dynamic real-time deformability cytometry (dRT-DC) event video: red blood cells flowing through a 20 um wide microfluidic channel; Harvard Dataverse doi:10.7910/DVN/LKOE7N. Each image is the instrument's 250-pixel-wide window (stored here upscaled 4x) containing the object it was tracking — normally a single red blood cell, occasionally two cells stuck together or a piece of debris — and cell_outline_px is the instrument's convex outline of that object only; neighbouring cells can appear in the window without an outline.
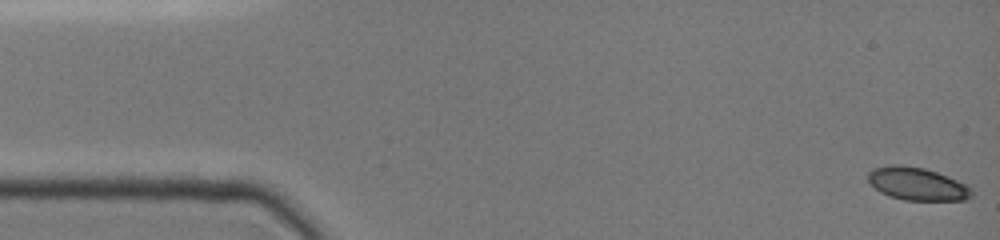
{"species": "common noctule bat (a hibernating species)", "species_latin": "Nyctalus noctula", "temperature_condition": "cold", "stored_images_in_passage": 26, "camera_frame_rate_fps": 3000, "um_per_image_px": 0.085, "animal": {"sex": "female", "body_mass_g": 19.0, "forearm_length_mm": 51.5}, "frame": {"image": 1, "passage_image": 1, "time_ms": 0.0, "image_size_px": [1000, 240], "cell_outline_px": [[972, 196], [964, 200], [904, 200], [880, 192], [868, 180], [868, 172], [876, 168], [924, 168], [936, 172], [956, 180], [972, 188]], "centroid_in_image_um": [78.03, 15.69], "position_along_channel_um": 7.0, "area_um2": 18.73}}
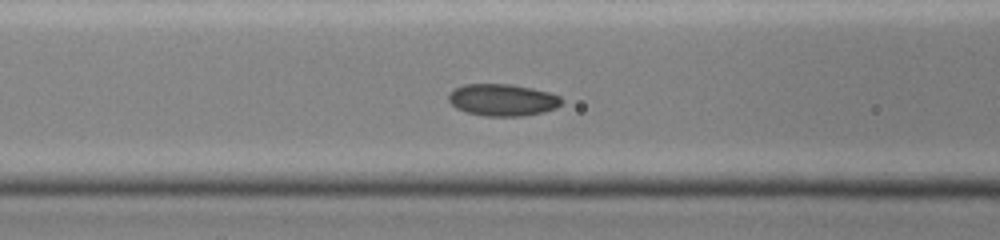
{"frame": {"image": 2, "passage_image": 19, "time_ms": 6.0, "image_size_px": [1000, 240], "cell_outline_px": [[564, 100], [556, 108], [524, 116], [484, 116], [464, 112], [456, 108], [448, 100], [448, 92], [464, 84], [508, 84], [532, 88], [548, 92], [560, 96]], "centroid_in_image_um": [42.68, 8.49], "position_along_channel_um": 123.9, "area_um2": 21.1}}
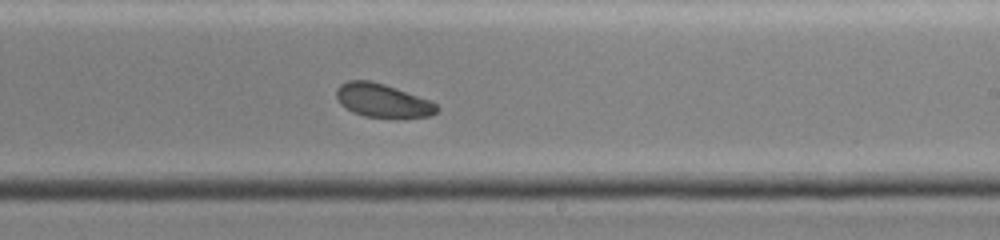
{"frame": {"image": 3, "passage_image": 26, "time_ms": 9.333, "image_size_px": [1000, 240], "cell_outline_px": [[440, 108], [436, 112], [428, 116], [364, 116], [352, 112], [340, 104], [336, 96], [336, 88], [340, 84], [348, 80], [368, 80], [384, 84], [432, 100]], "centroid_in_image_um": [32.49, 8.51], "position_along_channel_um": 256.5, "area_um2": 19.36}}